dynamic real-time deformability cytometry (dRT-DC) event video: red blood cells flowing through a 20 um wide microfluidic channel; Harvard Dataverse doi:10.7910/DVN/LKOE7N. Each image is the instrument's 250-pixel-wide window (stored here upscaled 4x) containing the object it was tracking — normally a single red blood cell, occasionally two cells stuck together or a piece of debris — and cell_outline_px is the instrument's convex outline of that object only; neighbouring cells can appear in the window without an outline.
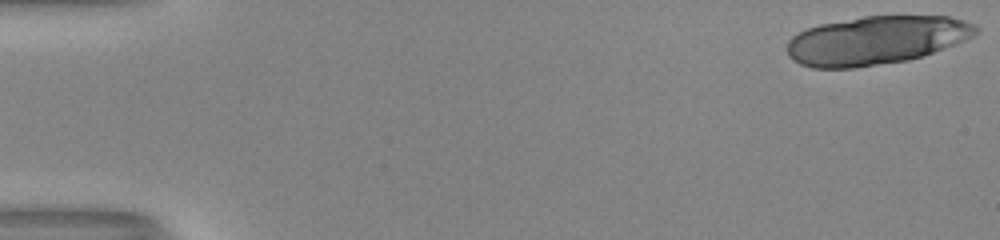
{"species": "human", "species_latin": "Homo sapiens", "temperature_condition": "room temperature", "stored_images_in_passage": 19, "camera_frame_rate_fps": 3000, "um_per_image_px": 0.085, "donor": {"sex": "male"}, "frame": {"image": 1, "passage_image": 1, "time_ms": 0.0, "image_size_px": [1000, 240], "cell_outline_px": [[980, 32], [956, 44], [924, 56], [908, 60], [852, 68], [812, 68], [800, 64], [792, 60], [788, 56], [788, 40], [792, 36], [808, 28], [820, 24], [864, 16], [948, 16], [964, 20], [980, 28]], "centroid_in_image_um": [74.48, 3.43], "position_along_channel_um": 10.5, "area_um2": 53.41}}